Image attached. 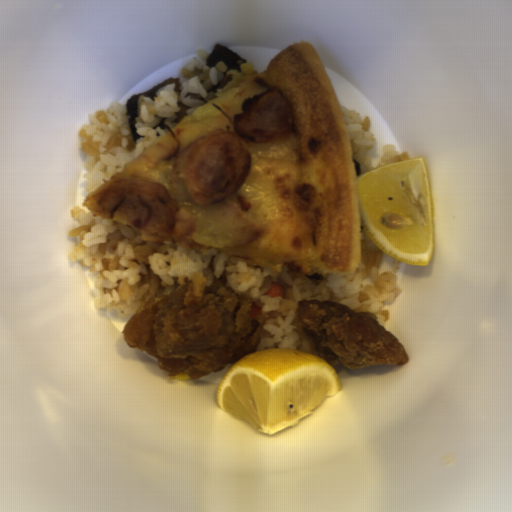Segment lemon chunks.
<instances>
[{
    "label": "lemon chunks",
    "mask_w": 512,
    "mask_h": 512,
    "mask_svg": "<svg viewBox=\"0 0 512 512\" xmlns=\"http://www.w3.org/2000/svg\"><path fill=\"white\" fill-rule=\"evenodd\" d=\"M341 390L336 369L320 355L275 347L236 361L215 399L219 409L270 436L297 425Z\"/></svg>",
    "instance_id": "1"
},
{
    "label": "lemon chunks",
    "mask_w": 512,
    "mask_h": 512,
    "mask_svg": "<svg viewBox=\"0 0 512 512\" xmlns=\"http://www.w3.org/2000/svg\"><path fill=\"white\" fill-rule=\"evenodd\" d=\"M362 231L384 254L429 265L435 248L433 199L425 159L400 160L354 180Z\"/></svg>",
    "instance_id": "2"
}]
</instances>
